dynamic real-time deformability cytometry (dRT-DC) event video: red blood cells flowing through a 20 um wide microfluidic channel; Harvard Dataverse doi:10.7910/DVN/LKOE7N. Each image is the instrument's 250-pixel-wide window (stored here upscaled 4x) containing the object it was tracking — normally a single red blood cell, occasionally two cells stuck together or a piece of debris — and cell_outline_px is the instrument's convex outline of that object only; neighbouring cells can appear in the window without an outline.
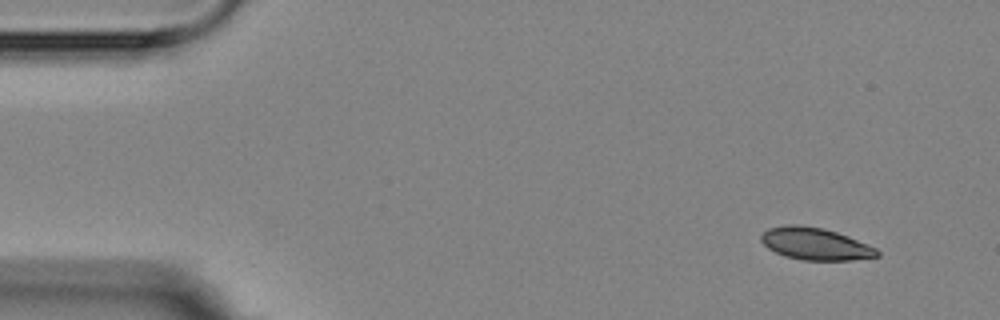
{"species": "Egyptian fruit bat (a non-hibernating species)", "species_latin": "Rousettus aegyptiacus", "temperature_condition": "room temperature", "stored_images_in_passage": 4, "camera_frame_rate_fps": 3000, "um_per_image_px": 0.085, "animal": {"sex": "female"}, "frame": {"image": 1, "passage_image": 4, "time_ms": 6.667, "image_size_px": [1000, 320], "cell_outline_px": [[880, 256], [852, 260], [804, 260], [784, 256], [768, 248], [760, 240], [760, 236], [768, 228], [788, 224], [800, 224], [824, 228], [848, 236], [876, 248], [880, 252]], "centroid_in_image_um": [69.29, 20.72], "position_along_channel_um": 15.7, "area_um2": 21.79}}